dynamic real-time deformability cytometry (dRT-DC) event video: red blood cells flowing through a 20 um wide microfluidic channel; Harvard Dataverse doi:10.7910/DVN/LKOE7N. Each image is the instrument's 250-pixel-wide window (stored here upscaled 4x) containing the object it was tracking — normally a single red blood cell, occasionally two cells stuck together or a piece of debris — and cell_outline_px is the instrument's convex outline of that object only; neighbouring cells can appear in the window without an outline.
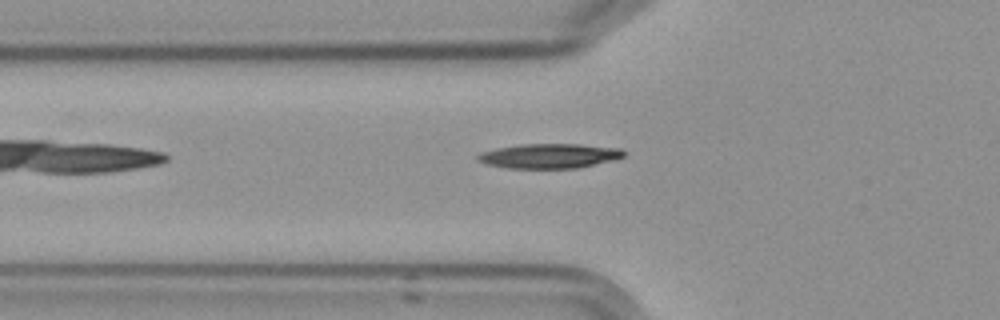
{"species": "Egyptian fruit bat (a non-hibernating species)", "species_latin": "Rousettus aegyptiacus", "temperature_condition": "cold", "stored_images_in_passage": 3, "camera_frame_rate_fps": 3000, "um_per_image_px": 0.085, "frame": {"image": 1, "passage_image": 2, "time_ms": 1.333, "image_size_px": [1000, 320], "cell_outline_px": [[628, 152], [624, 156], [612, 160], [576, 168], [508, 168], [488, 164], [476, 160], [476, 156], [480, 152], [496, 148], [520, 144], [580, 144], [620, 148]], "centroid_in_image_um": [46.69, 13.24], "position_along_channel_um": 79.1, "area_um2": 20.98}}
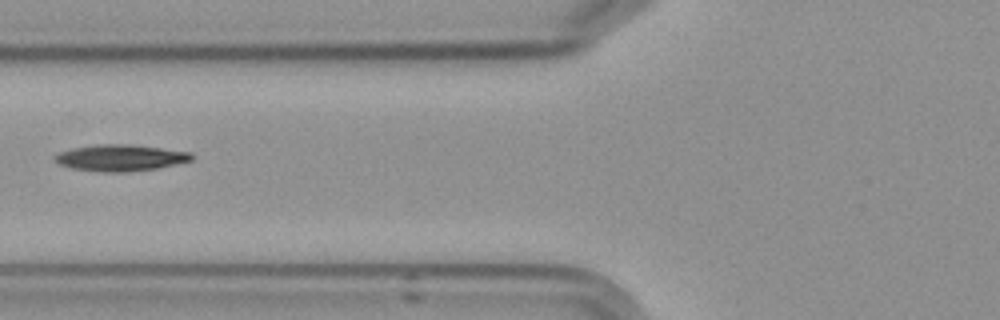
{"frame": {"image": 2, "passage_image": 3, "time_ms": 2.333, "image_size_px": [1000, 320], "cell_outline_px": [[196, 156], [192, 160], [176, 164], [156, 168], [124, 172], [104, 172], [72, 168], [60, 164], [52, 156], [60, 152], [72, 148], [96, 144], [132, 144], [192, 152]], "centroid_in_image_um": [10.27, 13.4], "position_along_channel_um": 115.5, "area_um2": 21.1}}